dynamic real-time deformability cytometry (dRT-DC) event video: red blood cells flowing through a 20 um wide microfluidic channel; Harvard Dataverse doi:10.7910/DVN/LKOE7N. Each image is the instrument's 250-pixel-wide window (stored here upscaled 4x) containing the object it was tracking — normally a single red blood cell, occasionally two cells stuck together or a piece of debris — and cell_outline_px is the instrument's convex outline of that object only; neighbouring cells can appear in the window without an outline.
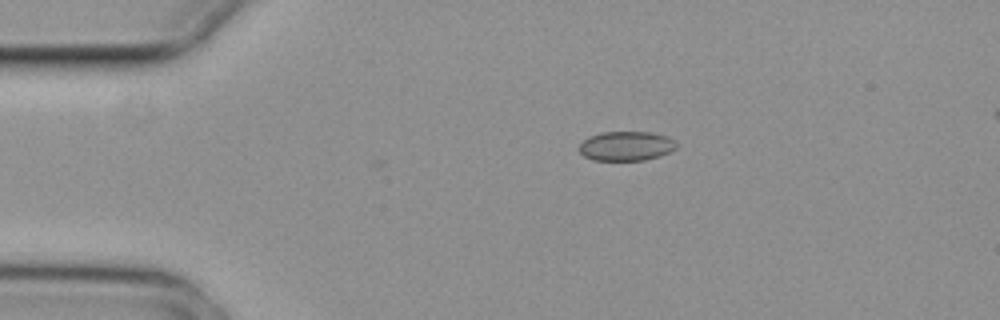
{"species": "common noctule bat (a hibernating species)", "species_latin": "Nyctalus noctula", "temperature_condition": "cold", "stored_images_in_passage": 3, "camera_frame_rate_fps": 3000, "um_per_image_px": 0.085, "animal": {"sex": "female", "body_mass_g": 29.2, "forearm_length_mm": 56.3}, "frame": {"image": 1, "passage_image": 1, "time_ms": 0.0, "image_size_px": [1000, 320], "cell_outline_px": [[676, 148], [660, 156], [644, 160], [592, 160], [584, 156], [576, 148], [588, 136], [600, 132], [652, 132], [668, 136], [676, 144]], "centroid_in_image_um": [53.18, 12.41], "position_along_channel_um": 31.8, "area_um2": 16.76}}
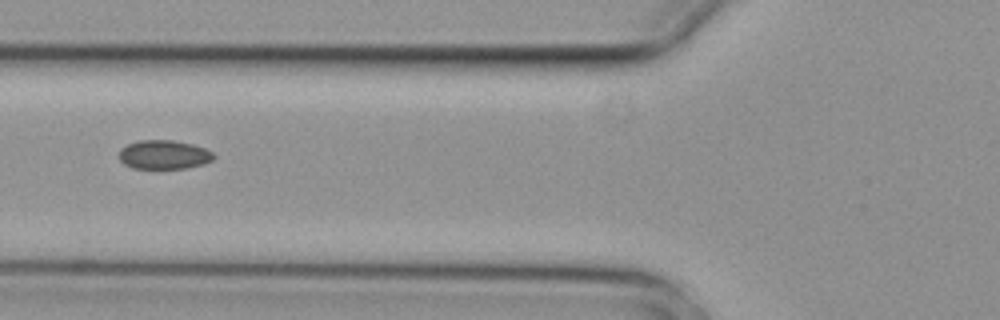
{"frame": {"image": 2, "passage_image": 3, "time_ms": 0.667, "image_size_px": [1000, 320], "cell_outline_px": [[216, 156], [212, 160], [204, 164], [188, 168], [132, 168], [124, 164], [120, 160], [120, 148], [128, 144], [140, 140], [172, 140], [192, 144], [204, 148], [212, 152]], "centroid_in_image_um": [13.94, 13.15], "position_along_channel_um": 111.9, "area_um2": 15.95}}